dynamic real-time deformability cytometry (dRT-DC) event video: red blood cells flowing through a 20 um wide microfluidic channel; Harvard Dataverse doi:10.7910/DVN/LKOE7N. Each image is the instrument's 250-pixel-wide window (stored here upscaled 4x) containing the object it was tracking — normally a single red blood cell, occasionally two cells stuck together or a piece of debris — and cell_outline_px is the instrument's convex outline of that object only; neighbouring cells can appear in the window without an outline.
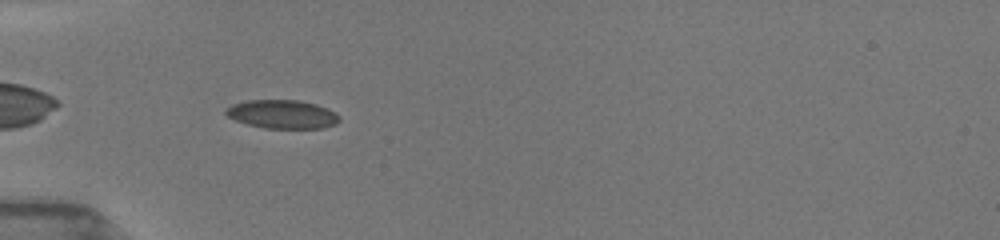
{"species": "common noctule bat (a hibernating species)", "species_latin": "Nyctalus noctula", "temperature_condition": "room temperature", "stored_images_in_passage": 38, "camera_frame_rate_fps": 3000, "um_per_image_px": 0.085, "animal": {"sex": "female", "body_mass_g": 19.5, "forearm_length_mm": 54.1}, "frame": {"image": 1, "passage_image": 3, "time_ms": 0.667, "image_size_px": [1000, 240], "cell_outline_px": [[340, 120], [336, 124], [324, 128], [264, 128], [248, 124], [236, 120], [228, 116], [224, 112], [224, 108], [232, 104], [248, 100], [296, 100], [316, 104], [340, 116]], "centroid_in_image_um": [23.96, 9.71], "position_along_channel_um": 61.0, "area_um2": 18.79}}
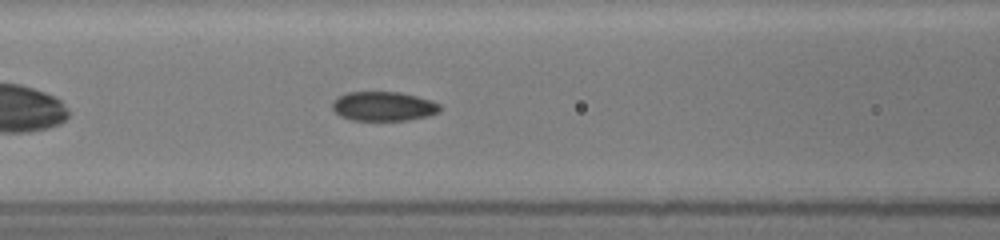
{"frame": {"image": 2, "passage_image": 9, "time_ms": 2.667, "image_size_px": [1000, 240], "cell_outline_px": [[440, 112], [428, 116], [408, 120], [352, 120], [340, 116], [332, 108], [332, 100], [336, 96], [348, 92], [400, 92], [432, 100], [440, 104]], "centroid_in_image_um": [32.58, 9.03], "position_along_channel_um": 134.0, "area_um2": 18.55}}
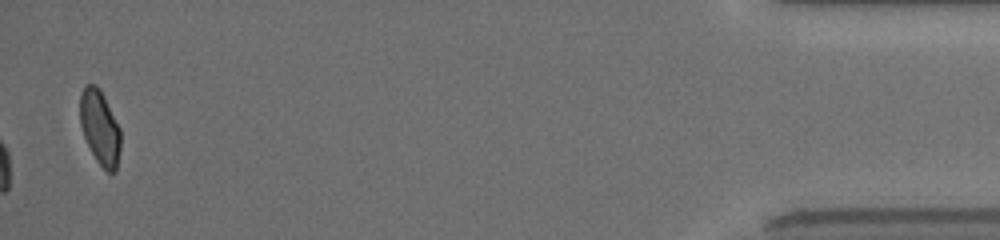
{"frame": {"image": 3, "passage_image": 37, "time_ms": 12.0, "image_size_px": [1000, 240], "cell_outline_px": [[120, 148], [116, 172], [108, 172], [96, 160], [84, 136], [80, 124], [80, 92], [84, 84], [96, 84], [100, 88], [120, 128]], "centroid_in_image_um": [8.48, 10.8], "position_along_channel_um": 426.7, "area_um2": 17.63}, "authors_computed_cell_mechanics": {"area_um2": 18.5827, "velocity_mm_per_s": 3.9733, "shape_relaxation_time_tau1_ms": 7.9911, "shape_relaxation_time_tau2_ms": 1.1399, "deformation_change_tau1": 0.1807, "deformation_change_tau2": 0.0543}}